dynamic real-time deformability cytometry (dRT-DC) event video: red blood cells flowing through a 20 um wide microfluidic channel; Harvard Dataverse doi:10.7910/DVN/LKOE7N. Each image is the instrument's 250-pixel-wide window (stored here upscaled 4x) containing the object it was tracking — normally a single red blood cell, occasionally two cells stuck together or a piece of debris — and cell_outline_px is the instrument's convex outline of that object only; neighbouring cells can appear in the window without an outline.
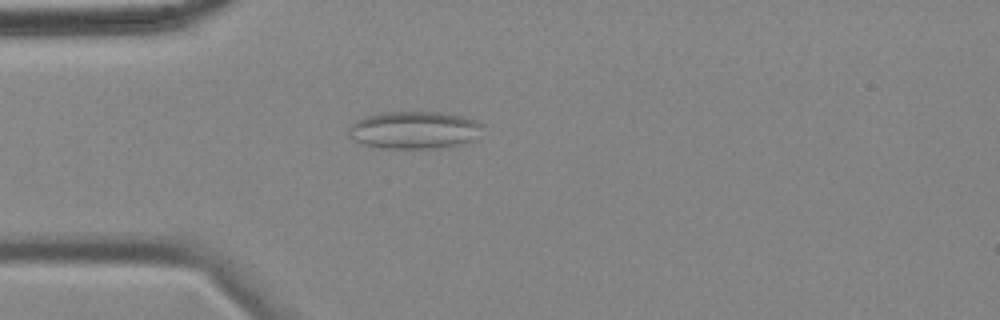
{"species": "common noctule bat (a hibernating species)", "species_latin": "Nyctalus noctula", "temperature_condition": "cold", "stored_images_in_passage": 57, "camera_frame_rate_fps": 3000, "um_per_image_px": 0.085, "animal": {"sex": "female", "body_mass_g": 18.4}, "frame": {"image": 1, "passage_image": 15, "time_ms": 4.667, "image_size_px": [1000, 320], "cell_outline_px": [[484, 124], [480, 140], [464, 144], [436, 148], [384, 148], [364, 144], [352, 140], [348, 136], [352, 124], [356, 120], [364, 116], [380, 112], [444, 112], [476, 120]], "centroid_in_image_um": [35.29, 11.05], "position_along_channel_um": 49.7, "area_um2": 29.82}}
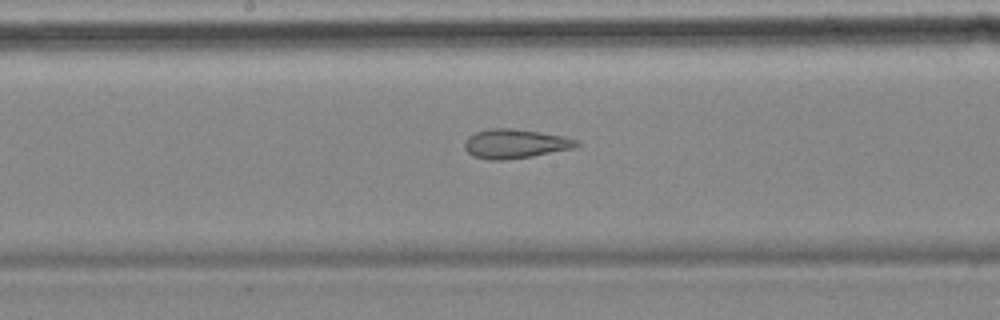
{"frame": {"image": 2, "passage_image": 29, "time_ms": 9.333, "image_size_px": [1000, 320], "cell_outline_px": [[580, 144], [572, 148], [532, 156], [500, 160], [488, 160], [472, 156], [464, 148], [464, 140], [468, 136], [476, 132], [488, 128], [508, 128], [540, 132], [564, 136], [576, 140]], "centroid_in_image_um": [43.72, 12.21], "position_along_channel_um": 204.5, "area_um2": 18.96}}
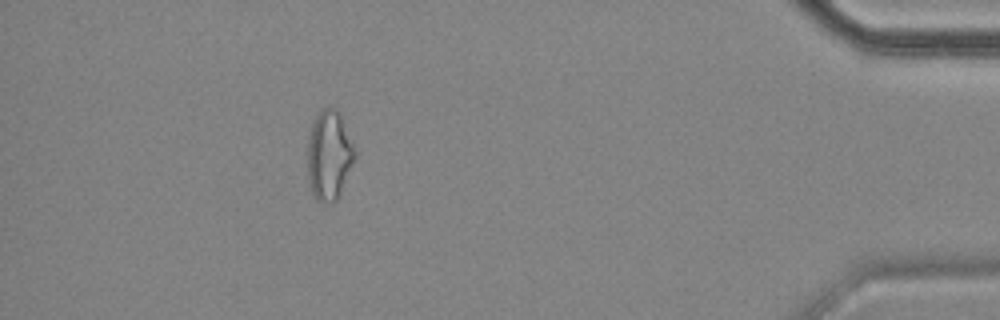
{"frame": {"image": 3, "passage_image": 51, "time_ms": 16.667, "image_size_px": [1000, 320], "cell_outline_px": [[356, 160], [340, 196], [332, 204], [316, 200], [312, 192], [308, 176], [308, 136], [312, 124], [320, 108], [336, 108], [340, 112], [356, 152]], "centroid_in_image_um": [28.0, 13.21], "position_along_channel_um": 407.2, "area_um2": 25.09}, "authors_computed_cell_mechanics": {"area_um2": 23.7558, "velocity_mm_per_s": 3.504, "shape_relaxation_time_tau1_ms": null, "shape_relaxation_time_tau2_ms": 3.3351, "deformation_change_tau1": null, "deformation_change_tau2": 0.1299}}